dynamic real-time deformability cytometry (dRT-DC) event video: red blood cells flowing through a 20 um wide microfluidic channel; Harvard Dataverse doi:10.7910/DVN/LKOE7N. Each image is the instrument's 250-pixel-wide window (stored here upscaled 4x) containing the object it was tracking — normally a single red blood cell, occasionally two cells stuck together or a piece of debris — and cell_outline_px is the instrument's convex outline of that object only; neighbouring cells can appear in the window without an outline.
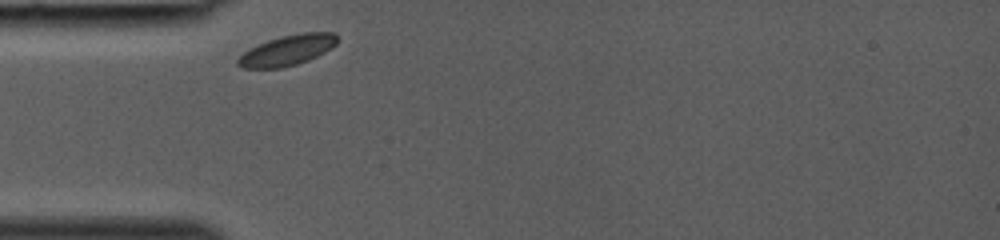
{"species": "common noctule bat (a hibernating species)", "species_latin": "Nyctalus noctula", "temperature_condition": "room temperature", "stored_images_in_passage": 24, "camera_frame_rate_fps": 3000, "um_per_image_px": 0.085, "animal": {"sex": "female", "body_mass_g": 19.0, "forearm_length_mm": 53.3}, "frame": {"image": 1, "passage_image": 1, "time_ms": 0.0, "image_size_px": [1000, 240], "cell_outline_px": [[340, 40], [332, 48], [308, 60], [296, 64], [280, 68], [244, 68], [236, 64], [236, 60], [244, 52], [268, 40], [280, 36], [300, 32], [332, 32]], "centroid_in_image_um": [24.45, 4.26], "position_along_channel_um": 60.5, "area_um2": 17.51}}
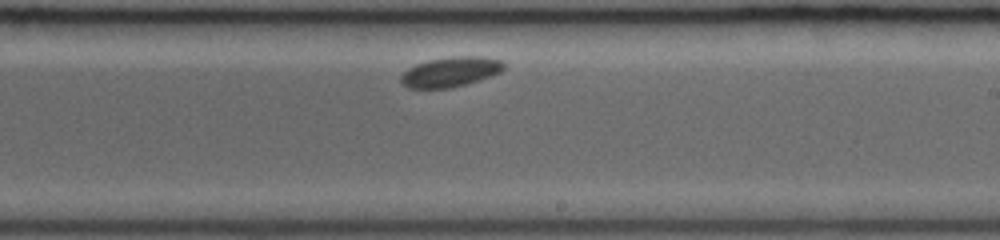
{"frame": {"image": 2, "passage_image": 14, "time_ms": 4.333, "image_size_px": [1000, 240], "cell_outline_px": [[504, 68], [500, 72], [480, 80], [448, 88], [408, 88], [400, 80], [400, 76], [408, 68], [416, 64], [428, 60], [452, 56], [484, 56], [500, 60], [504, 64]], "centroid_in_image_um": [38.29, 6.1], "position_along_channel_um": 250.7, "area_um2": 17.86}}
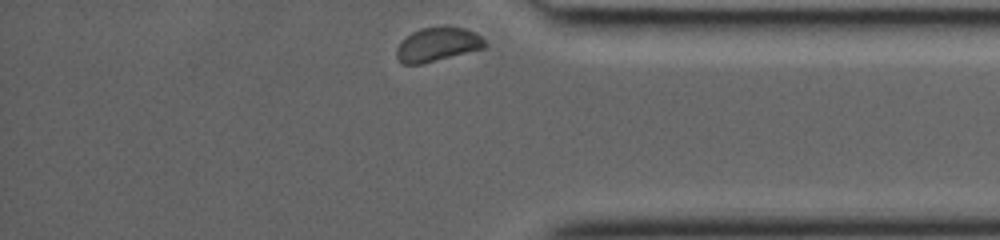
{"frame": {"image": 3, "passage_image": 24, "time_ms": 7.667, "image_size_px": [1000, 240], "cell_outline_px": [[488, 44], [484, 48], [420, 64], [404, 64], [396, 56], [396, 48], [412, 32], [420, 28], [444, 24], [464, 28], [476, 32]], "centroid_in_image_um": [37.22, 3.73], "position_along_channel_um": 398.0, "area_um2": 17.57}}